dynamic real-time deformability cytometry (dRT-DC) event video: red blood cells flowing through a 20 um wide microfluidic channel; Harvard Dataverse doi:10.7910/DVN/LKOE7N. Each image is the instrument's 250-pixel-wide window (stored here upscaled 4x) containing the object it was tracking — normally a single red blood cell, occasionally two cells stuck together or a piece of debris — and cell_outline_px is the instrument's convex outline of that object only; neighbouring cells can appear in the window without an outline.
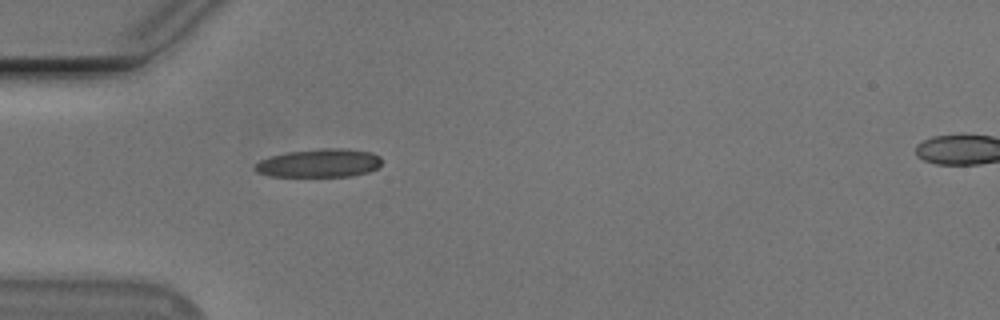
{"species": "Egyptian fruit bat (a non-hibernating species)", "species_latin": "Rousettus aegyptiacus", "temperature_condition": "cold", "stored_images_in_passage": 38, "camera_frame_rate_fps": 3000, "um_per_image_px": 0.085, "animal": {"sex": "male"}, "frame": {"image": 1, "passage_image": 1, "time_ms": 0.0, "image_size_px": [1000, 320], "cell_outline_px": [[380, 164], [376, 168], [368, 172], [352, 176], [272, 176], [256, 172], [256, 164], [260, 160], [272, 156], [288, 152], [320, 148], [340, 148], [372, 152], [380, 156]], "centroid_in_image_um": [27.16, 13.86], "position_along_channel_um": 57.8, "area_um2": 20.75}}
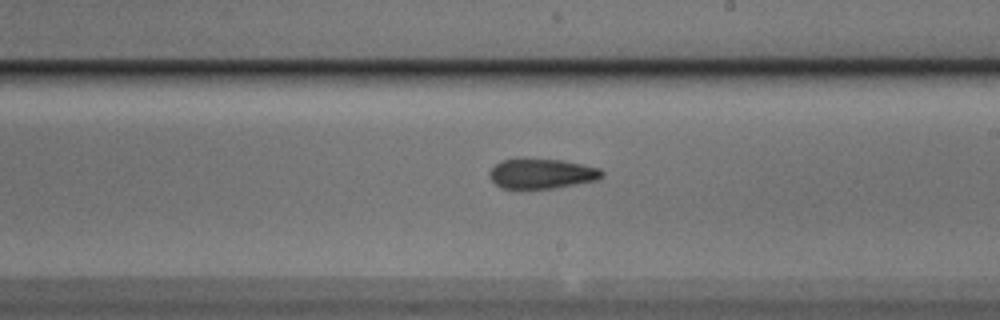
{"frame": {"image": 2, "passage_image": 16, "time_ms": 5.0, "image_size_px": [1000, 320], "cell_outline_px": [[604, 176], [596, 180], [556, 188], [500, 188], [488, 176], [488, 172], [500, 160], [516, 156], [520, 156], [560, 160], [600, 168], [604, 172]], "centroid_in_image_um": [45.99, 14.72], "position_along_channel_um": 243.0, "area_um2": 20.17}}
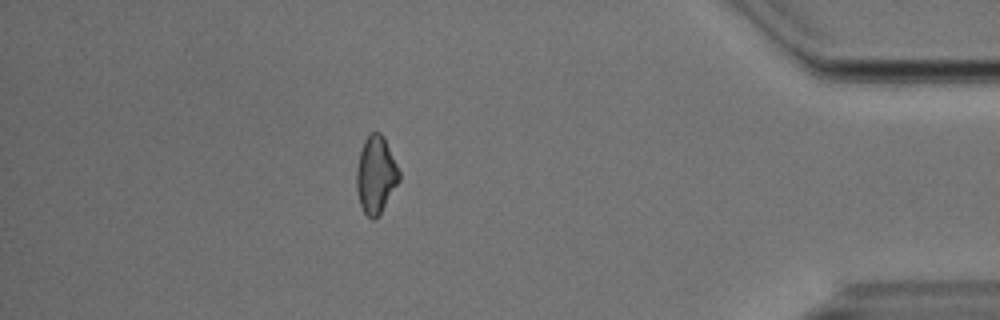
{"frame": {"image": 3, "passage_image": 32, "time_ms": 10.333, "image_size_px": [1000, 320], "cell_outline_px": [[400, 180], [380, 212], [372, 220], [364, 212], [360, 204], [356, 188], [356, 172], [360, 152], [364, 140], [372, 132], [380, 132], [384, 136], [400, 172]], "centroid_in_image_um": [31.94, 14.83], "position_along_channel_um": 403.3, "area_um2": 18.9}, "authors_computed_cell_mechanics": {"area_um2": 19.5364, "velocity_mm_per_s": 3.8051, "shape_relaxation_time_tau1_ms": null, "shape_relaxation_time_tau2_ms": 5.8679, "deformation_change_tau1": null, "deformation_change_tau2": 0.1455}}